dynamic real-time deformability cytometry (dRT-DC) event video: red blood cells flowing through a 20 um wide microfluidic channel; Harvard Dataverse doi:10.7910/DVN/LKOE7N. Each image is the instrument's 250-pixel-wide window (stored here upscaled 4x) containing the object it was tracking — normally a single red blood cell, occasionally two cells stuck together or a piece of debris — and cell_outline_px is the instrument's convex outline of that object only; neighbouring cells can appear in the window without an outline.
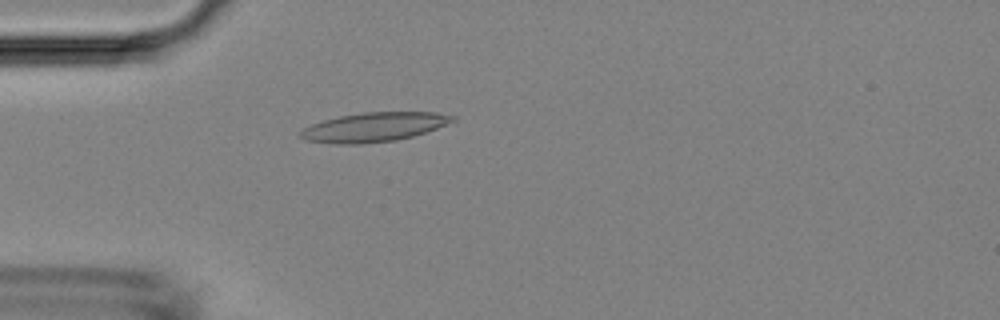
{"species": "Egyptian fruit bat (a non-hibernating species)", "species_latin": "Rousettus aegyptiacus", "temperature_condition": "room temperature", "stored_images_in_passage": 2, "camera_frame_rate_fps": 3000, "um_per_image_px": 0.085, "animal": {"sex": "female"}, "frame": {"image": 1, "passage_image": 2, "time_ms": 1.333, "image_size_px": [1000, 320], "cell_outline_px": [[456, 120], [436, 128], [412, 136], [396, 140], [364, 144], [332, 144], [304, 140], [296, 136], [304, 128], [312, 124], [324, 120], [340, 116], [364, 112], [436, 112], [456, 116]], "centroid_in_image_um": [31.74, 10.81], "position_along_channel_um": 53.3, "area_um2": 25.95}}